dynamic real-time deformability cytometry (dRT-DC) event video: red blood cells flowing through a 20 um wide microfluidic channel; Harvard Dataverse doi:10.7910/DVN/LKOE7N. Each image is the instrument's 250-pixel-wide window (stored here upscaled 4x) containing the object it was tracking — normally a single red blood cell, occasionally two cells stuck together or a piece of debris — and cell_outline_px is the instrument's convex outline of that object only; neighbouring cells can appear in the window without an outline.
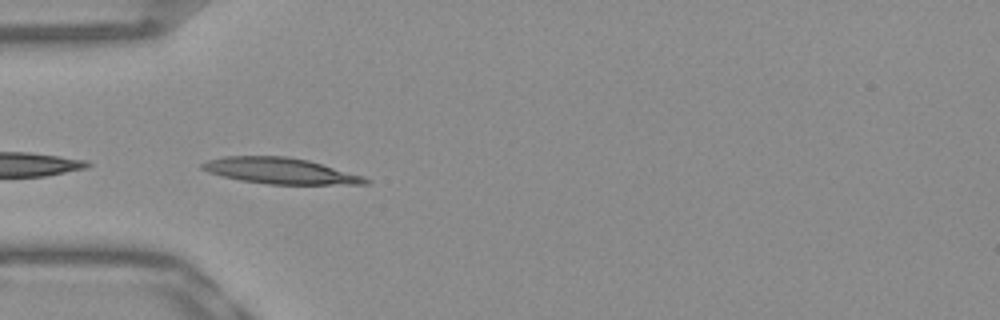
{"species": "Egyptian fruit bat (a non-hibernating species)", "species_latin": "Rousettus aegyptiacus", "temperature_condition": "warm", "stored_images_in_passage": 11, "camera_frame_rate_fps": 3000, "um_per_image_px": 0.085, "frame": {"image": 1, "passage_image": 1, "time_ms": 0.0, "image_size_px": [1000, 320], "cell_outline_px": [[368, 184], [268, 184], [240, 180], [208, 172], [200, 168], [200, 164], [208, 160], [224, 156], [284, 156], [308, 160], [364, 176], [368, 180]], "centroid_in_image_um": [23.79, 14.52], "position_along_channel_um": 61.2, "area_um2": 24.51}}
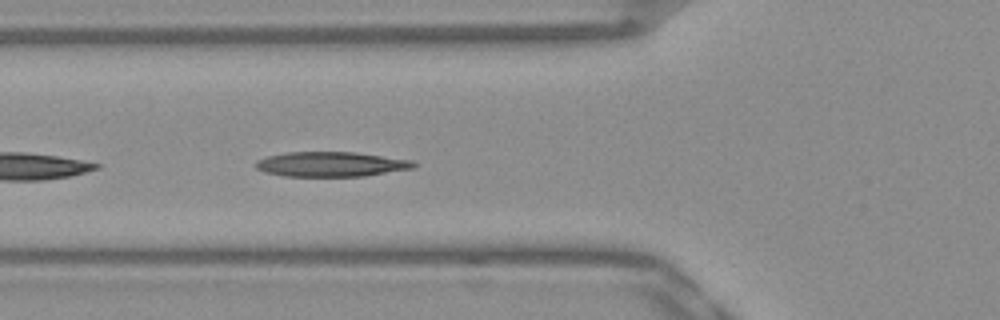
{"frame": {"image": 2, "passage_image": 4, "time_ms": 1.0, "image_size_px": [1000, 320], "cell_outline_px": [[416, 168], [364, 176], [284, 176], [264, 172], [256, 168], [252, 164], [256, 160], [268, 156], [288, 152], [352, 152], [412, 160], [416, 164]], "centroid_in_image_um": [28.11, 13.96], "position_along_channel_um": 97.7, "area_um2": 22.89}}
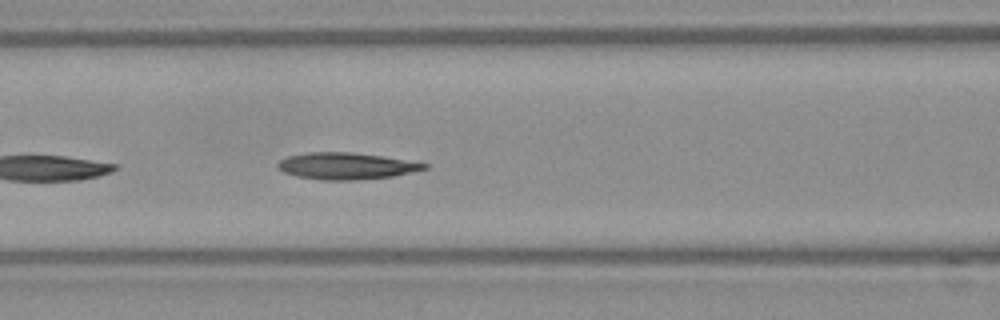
{"frame": {"image": 3, "passage_image": 7, "time_ms": 2.0, "image_size_px": [1000, 320], "cell_outline_px": [[432, 164], [428, 168], [392, 176], [352, 180], [320, 180], [296, 176], [284, 172], [276, 168], [276, 164], [280, 160], [288, 156], [308, 152], [352, 152], [380, 156]], "centroid_in_image_um": [29.39, 14.11], "position_along_channel_um": 137.2, "area_um2": 22.72}}